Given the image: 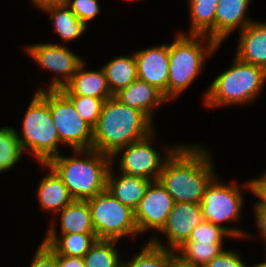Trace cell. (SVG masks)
Instances as JSON below:
<instances>
[{
    "label": "cell",
    "instance_id": "obj_1",
    "mask_svg": "<svg viewBox=\"0 0 266 267\" xmlns=\"http://www.w3.org/2000/svg\"><path fill=\"white\" fill-rule=\"evenodd\" d=\"M209 151L198 145L181 144L165 161L158 182L174 202L200 204L216 176Z\"/></svg>",
    "mask_w": 266,
    "mask_h": 267
},
{
    "label": "cell",
    "instance_id": "obj_2",
    "mask_svg": "<svg viewBox=\"0 0 266 267\" xmlns=\"http://www.w3.org/2000/svg\"><path fill=\"white\" fill-rule=\"evenodd\" d=\"M152 124L144 112L122 104L114 96L108 98L93 128L92 149L112 156L118 149L154 133Z\"/></svg>",
    "mask_w": 266,
    "mask_h": 267
},
{
    "label": "cell",
    "instance_id": "obj_3",
    "mask_svg": "<svg viewBox=\"0 0 266 267\" xmlns=\"http://www.w3.org/2000/svg\"><path fill=\"white\" fill-rule=\"evenodd\" d=\"M73 152V157L58 155L47 164L60 176L74 200L86 201L106 190L112 159L94 149Z\"/></svg>",
    "mask_w": 266,
    "mask_h": 267
},
{
    "label": "cell",
    "instance_id": "obj_4",
    "mask_svg": "<svg viewBox=\"0 0 266 267\" xmlns=\"http://www.w3.org/2000/svg\"><path fill=\"white\" fill-rule=\"evenodd\" d=\"M186 34H177L169 44L168 101L177 98L187 89L203 69L205 58L221 46L208 36ZM204 42L207 44H202ZM203 45L207 46L203 48Z\"/></svg>",
    "mask_w": 266,
    "mask_h": 267
},
{
    "label": "cell",
    "instance_id": "obj_5",
    "mask_svg": "<svg viewBox=\"0 0 266 267\" xmlns=\"http://www.w3.org/2000/svg\"><path fill=\"white\" fill-rule=\"evenodd\" d=\"M266 70L234 57L229 69L219 74L204 94L208 107H223L251 103L263 89Z\"/></svg>",
    "mask_w": 266,
    "mask_h": 267
},
{
    "label": "cell",
    "instance_id": "obj_6",
    "mask_svg": "<svg viewBox=\"0 0 266 267\" xmlns=\"http://www.w3.org/2000/svg\"><path fill=\"white\" fill-rule=\"evenodd\" d=\"M22 138L17 132L23 151L29 148L37 162L48 163L60 155V142L47 101L36 91L22 120Z\"/></svg>",
    "mask_w": 266,
    "mask_h": 267
},
{
    "label": "cell",
    "instance_id": "obj_7",
    "mask_svg": "<svg viewBox=\"0 0 266 267\" xmlns=\"http://www.w3.org/2000/svg\"><path fill=\"white\" fill-rule=\"evenodd\" d=\"M48 103L61 144L72 150L93 147V128L81 118L73 103L59 89L37 91Z\"/></svg>",
    "mask_w": 266,
    "mask_h": 267
},
{
    "label": "cell",
    "instance_id": "obj_8",
    "mask_svg": "<svg viewBox=\"0 0 266 267\" xmlns=\"http://www.w3.org/2000/svg\"><path fill=\"white\" fill-rule=\"evenodd\" d=\"M86 201L97 239L119 241L127 235L136 239L139 232L134 211L130 207L122 204L107 190Z\"/></svg>",
    "mask_w": 266,
    "mask_h": 267
},
{
    "label": "cell",
    "instance_id": "obj_9",
    "mask_svg": "<svg viewBox=\"0 0 266 267\" xmlns=\"http://www.w3.org/2000/svg\"><path fill=\"white\" fill-rule=\"evenodd\" d=\"M218 181L219 178L215 176L205 189L200 202L203 218L222 227L233 238H246L248 234L243 230L223 226V222H237L240 218L244 203L241 188L236 183L227 185Z\"/></svg>",
    "mask_w": 266,
    "mask_h": 267
},
{
    "label": "cell",
    "instance_id": "obj_10",
    "mask_svg": "<svg viewBox=\"0 0 266 267\" xmlns=\"http://www.w3.org/2000/svg\"><path fill=\"white\" fill-rule=\"evenodd\" d=\"M153 133L143 140L133 142L125 147L118 149L112 156V163L116 155L122 152L119 162V170L138 178H146L158 181L160 172L168 157L180 146L167 147L164 158L152 147ZM171 148V149H170Z\"/></svg>",
    "mask_w": 266,
    "mask_h": 267
},
{
    "label": "cell",
    "instance_id": "obj_11",
    "mask_svg": "<svg viewBox=\"0 0 266 267\" xmlns=\"http://www.w3.org/2000/svg\"><path fill=\"white\" fill-rule=\"evenodd\" d=\"M64 45L37 43L26 47L27 53L40 67L61 75L62 78L53 76L47 89H61L85 62Z\"/></svg>",
    "mask_w": 266,
    "mask_h": 267
},
{
    "label": "cell",
    "instance_id": "obj_12",
    "mask_svg": "<svg viewBox=\"0 0 266 267\" xmlns=\"http://www.w3.org/2000/svg\"><path fill=\"white\" fill-rule=\"evenodd\" d=\"M203 220L200 204L175 202L165 225L159 231L167 236L169 247L164 246L158 237H152L149 241L156 246L176 251L188 241L192 230Z\"/></svg>",
    "mask_w": 266,
    "mask_h": 267
},
{
    "label": "cell",
    "instance_id": "obj_13",
    "mask_svg": "<svg viewBox=\"0 0 266 267\" xmlns=\"http://www.w3.org/2000/svg\"><path fill=\"white\" fill-rule=\"evenodd\" d=\"M174 203L168 191L158 181H153L134 211L138 232L142 234L150 229L159 232Z\"/></svg>",
    "mask_w": 266,
    "mask_h": 267
},
{
    "label": "cell",
    "instance_id": "obj_14",
    "mask_svg": "<svg viewBox=\"0 0 266 267\" xmlns=\"http://www.w3.org/2000/svg\"><path fill=\"white\" fill-rule=\"evenodd\" d=\"M138 79L155 86L167 99L169 44L148 47L134 53Z\"/></svg>",
    "mask_w": 266,
    "mask_h": 267
},
{
    "label": "cell",
    "instance_id": "obj_15",
    "mask_svg": "<svg viewBox=\"0 0 266 267\" xmlns=\"http://www.w3.org/2000/svg\"><path fill=\"white\" fill-rule=\"evenodd\" d=\"M122 104L144 112L152 121L154 110L168 101L155 86L142 80H135L114 94Z\"/></svg>",
    "mask_w": 266,
    "mask_h": 267
},
{
    "label": "cell",
    "instance_id": "obj_16",
    "mask_svg": "<svg viewBox=\"0 0 266 267\" xmlns=\"http://www.w3.org/2000/svg\"><path fill=\"white\" fill-rule=\"evenodd\" d=\"M251 0H219L215 15V41L220 45L234 30L253 20L246 16Z\"/></svg>",
    "mask_w": 266,
    "mask_h": 267
},
{
    "label": "cell",
    "instance_id": "obj_17",
    "mask_svg": "<svg viewBox=\"0 0 266 267\" xmlns=\"http://www.w3.org/2000/svg\"><path fill=\"white\" fill-rule=\"evenodd\" d=\"M239 36L236 57L266 70V22L252 21Z\"/></svg>",
    "mask_w": 266,
    "mask_h": 267
},
{
    "label": "cell",
    "instance_id": "obj_18",
    "mask_svg": "<svg viewBox=\"0 0 266 267\" xmlns=\"http://www.w3.org/2000/svg\"><path fill=\"white\" fill-rule=\"evenodd\" d=\"M64 95H83L96 98H111V92L104 70H85V62L73 77L59 89Z\"/></svg>",
    "mask_w": 266,
    "mask_h": 267
},
{
    "label": "cell",
    "instance_id": "obj_19",
    "mask_svg": "<svg viewBox=\"0 0 266 267\" xmlns=\"http://www.w3.org/2000/svg\"><path fill=\"white\" fill-rule=\"evenodd\" d=\"M111 169L112 167L110 168L107 176L106 190L122 204L135 211L139 202L145 196L149 185L153 181L121 172V176L119 174V176L115 178Z\"/></svg>",
    "mask_w": 266,
    "mask_h": 267
},
{
    "label": "cell",
    "instance_id": "obj_20",
    "mask_svg": "<svg viewBox=\"0 0 266 267\" xmlns=\"http://www.w3.org/2000/svg\"><path fill=\"white\" fill-rule=\"evenodd\" d=\"M44 168L49 169L50 173L45 175L39 182L37 198L43 210L59 213L67 205L71 204L74 199L69 193L68 188L64 185L60 176L47 163H41Z\"/></svg>",
    "mask_w": 266,
    "mask_h": 267
},
{
    "label": "cell",
    "instance_id": "obj_21",
    "mask_svg": "<svg viewBox=\"0 0 266 267\" xmlns=\"http://www.w3.org/2000/svg\"><path fill=\"white\" fill-rule=\"evenodd\" d=\"M49 227L42 243L56 255L83 257L97 240L95 233H70L59 237L55 225L52 223Z\"/></svg>",
    "mask_w": 266,
    "mask_h": 267
},
{
    "label": "cell",
    "instance_id": "obj_22",
    "mask_svg": "<svg viewBox=\"0 0 266 267\" xmlns=\"http://www.w3.org/2000/svg\"><path fill=\"white\" fill-rule=\"evenodd\" d=\"M102 69L105 72L109 88L113 94L138 79L134 53L130 56L123 55L112 60L110 59V61L103 65Z\"/></svg>",
    "mask_w": 266,
    "mask_h": 267
},
{
    "label": "cell",
    "instance_id": "obj_23",
    "mask_svg": "<svg viewBox=\"0 0 266 267\" xmlns=\"http://www.w3.org/2000/svg\"><path fill=\"white\" fill-rule=\"evenodd\" d=\"M190 34L204 35L215 41V15L219 0H189Z\"/></svg>",
    "mask_w": 266,
    "mask_h": 267
},
{
    "label": "cell",
    "instance_id": "obj_24",
    "mask_svg": "<svg viewBox=\"0 0 266 267\" xmlns=\"http://www.w3.org/2000/svg\"><path fill=\"white\" fill-rule=\"evenodd\" d=\"M60 212L61 234L95 233L87 201L74 200Z\"/></svg>",
    "mask_w": 266,
    "mask_h": 267
},
{
    "label": "cell",
    "instance_id": "obj_25",
    "mask_svg": "<svg viewBox=\"0 0 266 267\" xmlns=\"http://www.w3.org/2000/svg\"><path fill=\"white\" fill-rule=\"evenodd\" d=\"M43 11L48 12L54 31L59 34L64 43L73 41L79 37L87 29V26L66 6H50Z\"/></svg>",
    "mask_w": 266,
    "mask_h": 267
},
{
    "label": "cell",
    "instance_id": "obj_26",
    "mask_svg": "<svg viewBox=\"0 0 266 267\" xmlns=\"http://www.w3.org/2000/svg\"><path fill=\"white\" fill-rule=\"evenodd\" d=\"M117 240L97 239L83 256L85 267H122Z\"/></svg>",
    "mask_w": 266,
    "mask_h": 267
},
{
    "label": "cell",
    "instance_id": "obj_27",
    "mask_svg": "<svg viewBox=\"0 0 266 267\" xmlns=\"http://www.w3.org/2000/svg\"><path fill=\"white\" fill-rule=\"evenodd\" d=\"M222 244L224 243H184L175 252L192 267H203L224 250Z\"/></svg>",
    "mask_w": 266,
    "mask_h": 267
},
{
    "label": "cell",
    "instance_id": "obj_28",
    "mask_svg": "<svg viewBox=\"0 0 266 267\" xmlns=\"http://www.w3.org/2000/svg\"><path fill=\"white\" fill-rule=\"evenodd\" d=\"M175 255V251L156 246L148 241L132 260L122 261V267H167Z\"/></svg>",
    "mask_w": 266,
    "mask_h": 267
},
{
    "label": "cell",
    "instance_id": "obj_29",
    "mask_svg": "<svg viewBox=\"0 0 266 267\" xmlns=\"http://www.w3.org/2000/svg\"><path fill=\"white\" fill-rule=\"evenodd\" d=\"M17 131L13 127L0 128V173L10 170L23 157Z\"/></svg>",
    "mask_w": 266,
    "mask_h": 267
},
{
    "label": "cell",
    "instance_id": "obj_30",
    "mask_svg": "<svg viewBox=\"0 0 266 267\" xmlns=\"http://www.w3.org/2000/svg\"><path fill=\"white\" fill-rule=\"evenodd\" d=\"M65 96L73 103L81 118L94 128L98 122L103 104L108 98H96L83 95Z\"/></svg>",
    "mask_w": 266,
    "mask_h": 267
},
{
    "label": "cell",
    "instance_id": "obj_31",
    "mask_svg": "<svg viewBox=\"0 0 266 267\" xmlns=\"http://www.w3.org/2000/svg\"><path fill=\"white\" fill-rule=\"evenodd\" d=\"M225 237H231L222 227L203 220L191 232L185 243H223Z\"/></svg>",
    "mask_w": 266,
    "mask_h": 267
},
{
    "label": "cell",
    "instance_id": "obj_32",
    "mask_svg": "<svg viewBox=\"0 0 266 267\" xmlns=\"http://www.w3.org/2000/svg\"><path fill=\"white\" fill-rule=\"evenodd\" d=\"M87 27L88 22L101 12L98 0H67L65 4Z\"/></svg>",
    "mask_w": 266,
    "mask_h": 267
},
{
    "label": "cell",
    "instance_id": "obj_33",
    "mask_svg": "<svg viewBox=\"0 0 266 267\" xmlns=\"http://www.w3.org/2000/svg\"><path fill=\"white\" fill-rule=\"evenodd\" d=\"M243 188H250V191L254 195H256L259 198L258 203L254 204V212H255V219H256V226L259 228L261 237L263 236V240H265V246H266V201L258 194L255 193V184L254 179H251V181L242 184Z\"/></svg>",
    "mask_w": 266,
    "mask_h": 267
},
{
    "label": "cell",
    "instance_id": "obj_34",
    "mask_svg": "<svg viewBox=\"0 0 266 267\" xmlns=\"http://www.w3.org/2000/svg\"><path fill=\"white\" fill-rule=\"evenodd\" d=\"M203 267H249V265L246 266L237 252L224 249Z\"/></svg>",
    "mask_w": 266,
    "mask_h": 267
},
{
    "label": "cell",
    "instance_id": "obj_35",
    "mask_svg": "<svg viewBox=\"0 0 266 267\" xmlns=\"http://www.w3.org/2000/svg\"><path fill=\"white\" fill-rule=\"evenodd\" d=\"M30 267H58L57 255L41 242L31 261Z\"/></svg>",
    "mask_w": 266,
    "mask_h": 267
},
{
    "label": "cell",
    "instance_id": "obj_36",
    "mask_svg": "<svg viewBox=\"0 0 266 267\" xmlns=\"http://www.w3.org/2000/svg\"><path fill=\"white\" fill-rule=\"evenodd\" d=\"M58 267H85L83 257H70L65 255H57Z\"/></svg>",
    "mask_w": 266,
    "mask_h": 267
},
{
    "label": "cell",
    "instance_id": "obj_37",
    "mask_svg": "<svg viewBox=\"0 0 266 267\" xmlns=\"http://www.w3.org/2000/svg\"><path fill=\"white\" fill-rule=\"evenodd\" d=\"M32 3L40 8V10L45 9L50 6L65 5L67 0H31Z\"/></svg>",
    "mask_w": 266,
    "mask_h": 267
},
{
    "label": "cell",
    "instance_id": "obj_38",
    "mask_svg": "<svg viewBox=\"0 0 266 267\" xmlns=\"http://www.w3.org/2000/svg\"><path fill=\"white\" fill-rule=\"evenodd\" d=\"M167 267H192L191 265L185 263L177 255H175L168 263Z\"/></svg>",
    "mask_w": 266,
    "mask_h": 267
},
{
    "label": "cell",
    "instance_id": "obj_39",
    "mask_svg": "<svg viewBox=\"0 0 266 267\" xmlns=\"http://www.w3.org/2000/svg\"><path fill=\"white\" fill-rule=\"evenodd\" d=\"M255 188H266V171L259 178H254Z\"/></svg>",
    "mask_w": 266,
    "mask_h": 267
},
{
    "label": "cell",
    "instance_id": "obj_40",
    "mask_svg": "<svg viewBox=\"0 0 266 267\" xmlns=\"http://www.w3.org/2000/svg\"><path fill=\"white\" fill-rule=\"evenodd\" d=\"M255 193L260 195L266 201V188H255Z\"/></svg>",
    "mask_w": 266,
    "mask_h": 267
},
{
    "label": "cell",
    "instance_id": "obj_41",
    "mask_svg": "<svg viewBox=\"0 0 266 267\" xmlns=\"http://www.w3.org/2000/svg\"><path fill=\"white\" fill-rule=\"evenodd\" d=\"M252 267H266V261L261 262V263H259V264H255V265L252 266Z\"/></svg>",
    "mask_w": 266,
    "mask_h": 267
}]
</instances>
